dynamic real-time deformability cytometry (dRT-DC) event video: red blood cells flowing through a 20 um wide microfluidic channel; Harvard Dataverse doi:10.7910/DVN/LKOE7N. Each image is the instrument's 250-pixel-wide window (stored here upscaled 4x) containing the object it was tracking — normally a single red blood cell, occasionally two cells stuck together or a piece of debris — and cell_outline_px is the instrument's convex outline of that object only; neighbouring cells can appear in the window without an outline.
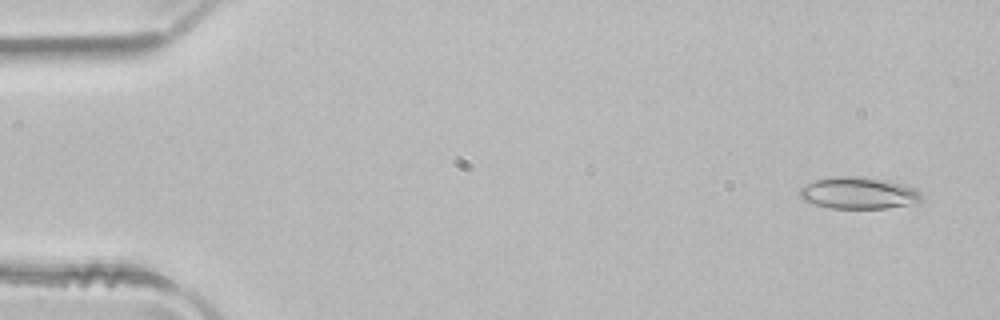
{"species": "common noctule bat (a hibernating species)", "species_latin": "Nyctalus noctula", "temperature_condition": "room temperature", "stored_images_in_passage": 50, "camera_frame_rate_fps": 3000, "um_per_image_px": 0.085, "animal": {"sex": "male", "body_mass_g": 21.5, "forearm_length_mm": 52.0}, "frame": {"image": 1, "passage_image": 3, "time_ms": 0.667, "image_size_px": [1000, 320], "cell_outline_px": [[924, 196], [920, 200], [908, 204], [884, 208], [832, 208], [800, 200], [800, 188], [816, 180], [828, 176], [864, 176], [888, 180], [904, 184], [916, 188]], "centroid_in_image_um": [72.98, 16.38], "position_along_channel_um": 12.0, "area_um2": 22.66}}
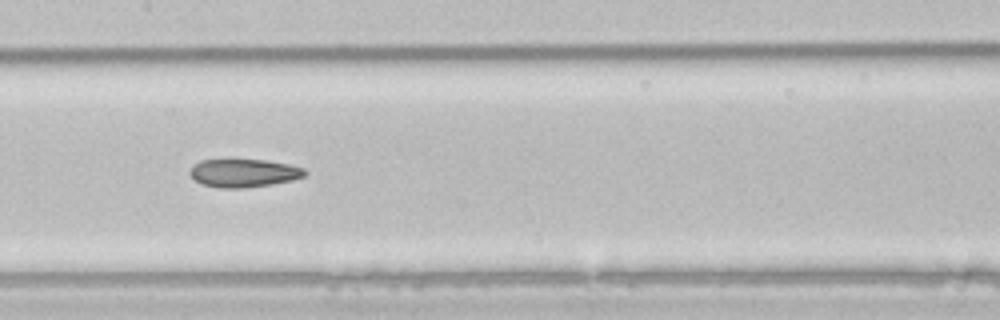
{"frame": {"image": 2, "passage_image": 25, "time_ms": 8.0, "image_size_px": [1000, 320], "cell_outline_px": [[308, 172], [304, 176], [292, 180], [272, 184], [244, 188], [220, 188], [204, 184], [196, 180], [188, 172], [192, 164], [200, 160], [228, 156], [264, 160], [288, 164], [304, 168]], "centroid_in_image_um": [20.66, 14.65], "position_along_channel_um": 186.7, "area_um2": 19.71}}
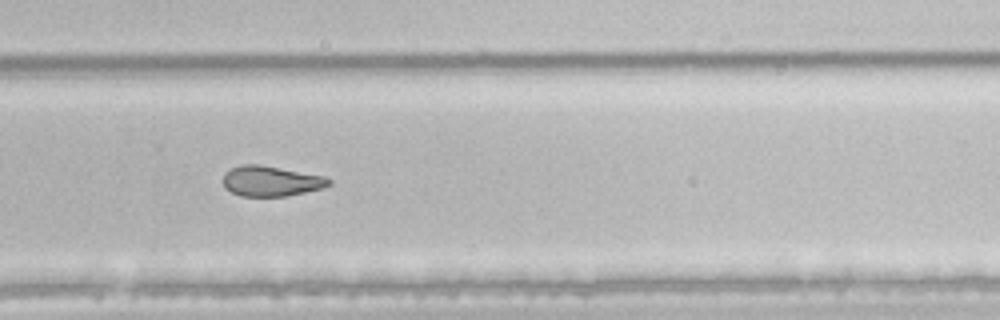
{"frame": {"image": 3, "passage_image": 34, "time_ms": 11.0, "image_size_px": [1000, 320], "cell_outline_px": [[332, 184], [324, 188], [284, 196], [240, 196], [224, 188], [224, 172], [240, 164], [260, 164], [324, 176], [332, 180]], "centroid_in_image_um": [23.04, 15.39], "position_along_channel_um": 306.8, "area_um2": 18.73}, "authors_computed_cell_mechanics": {"area_um2": 21.2415, "velocity_mm_per_s": 4.0332, "shape_relaxation_time_tau1_ms": null, "shape_relaxation_time_tau2_ms": 4.6038, "deformation_change_tau1": null, "deformation_change_tau2": 0.1096}}